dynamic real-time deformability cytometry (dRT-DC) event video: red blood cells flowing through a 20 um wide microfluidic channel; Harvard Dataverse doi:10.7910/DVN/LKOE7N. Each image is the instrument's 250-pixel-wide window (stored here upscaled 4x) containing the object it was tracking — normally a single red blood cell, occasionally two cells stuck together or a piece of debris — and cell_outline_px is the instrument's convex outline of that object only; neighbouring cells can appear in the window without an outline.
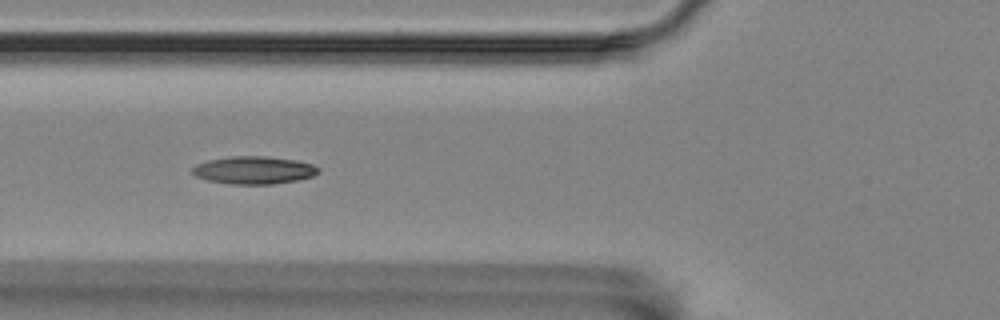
{"species": "Egyptian fruit bat (a non-hibernating species)", "species_latin": "Rousettus aegyptiacus", "temperature_condition": "room temperature", "stored_images_in_passage": 5, "camera_frame_rate_fps": 3000, "um_per_image_px": 0.085, "animal": {"sex": "female"}, "frame": {"image": 1, "passage_image": 5, "time_ms": 1.333, "image_size_px": [1000, 320], "cell_outline_px": [[320, 172], [312, 176], [300, 180], [272, 184], [232, 184], [208, 180], [196, 176], [192, 172], [192, 168], [196, 164], [208, 160], [232, 156], [264, 156], [296, 160], [312, 164], [320, 168]], "centroid_in_image_um": [21.61, 14.46], "position_along_channel_um": 104.2, "area_um2": 20.35}}